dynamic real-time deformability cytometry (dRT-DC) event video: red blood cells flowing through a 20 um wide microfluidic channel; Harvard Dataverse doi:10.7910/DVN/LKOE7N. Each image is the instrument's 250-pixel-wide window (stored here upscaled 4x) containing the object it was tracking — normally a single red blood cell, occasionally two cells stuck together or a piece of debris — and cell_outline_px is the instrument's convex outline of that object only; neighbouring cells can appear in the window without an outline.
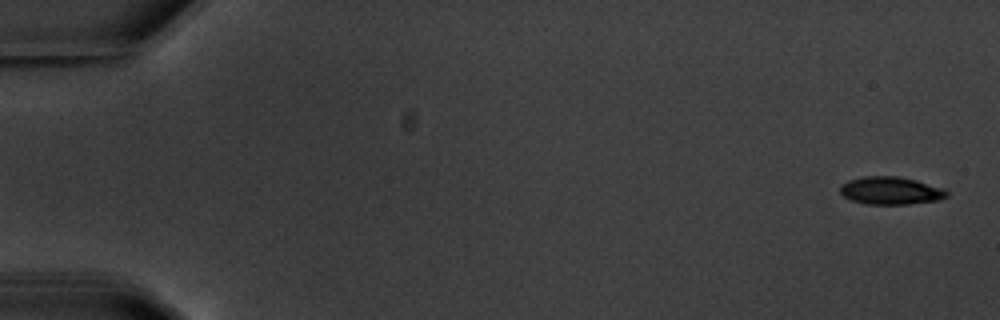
{"species": "common noctule bat (a hibernating species)", "species_latin": "Nyctalus noctula", "temperature_condition": "warm", "stored_images_in_passage": 7, "camera_frame_rate_fps": 3000, "um_per_image_px": 0.085, "animal": {"sex": "male", "body_mass_g": 20.1, "forearm_length_mm": 53.5}, "frame": {"image": 1, "passage_image": 1, "time_ms": 0.0, "image_size_px": [1000, 320], "cell_outline_px": [[948, 196], [940, 200], [908, 204], [868, 204], [852, 200], [844, 196], [840, 192], [840, 184], [848, 180], [864, 176], [900, 176], [916, 180], [944, 188], [948, 192]], "centroid_in_image_um": [75.72, 16.19], "position_along_channel_um": 9.3, "area_um2": 17.34}}
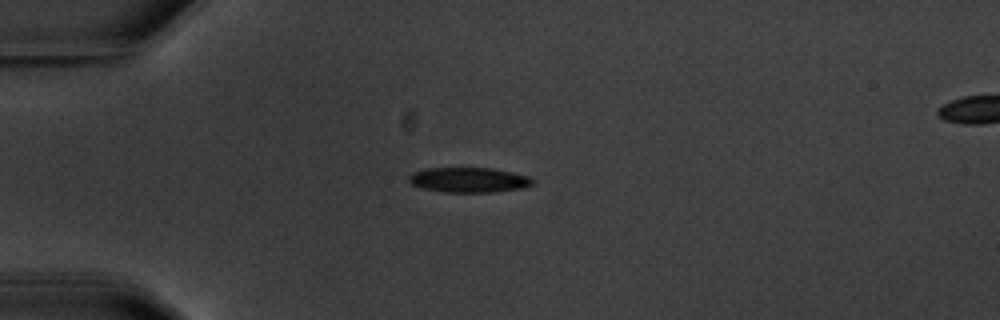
{"frame": {"image": 2, "passage_image": 4, "time_ms": 4.667, "image_size_px": [1000, 320], "cell_outline_px": [[536, 184], [524, 188], [492, 192], [444, 192], [424, 188], [412, 184], [408, 180], [408, 176], [412, 172], [424, 168], [492, 168], [512, 172], [528, 176], [536, 180]], "centroid_in_image_um": [39.89, 15.29], "position_along_channel_um": 45.1, "area_um2": 18.21}}